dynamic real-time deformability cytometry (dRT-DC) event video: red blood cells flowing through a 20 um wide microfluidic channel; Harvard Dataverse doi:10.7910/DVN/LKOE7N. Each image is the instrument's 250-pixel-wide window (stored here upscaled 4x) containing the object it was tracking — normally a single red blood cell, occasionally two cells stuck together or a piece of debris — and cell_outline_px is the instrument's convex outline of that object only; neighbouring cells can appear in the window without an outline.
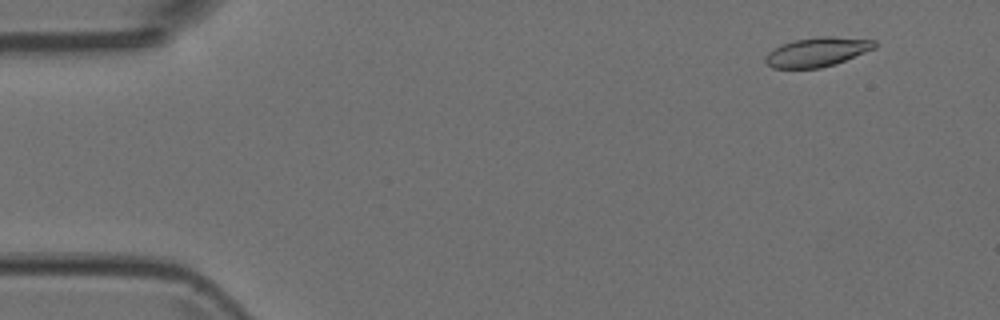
{"species": "Egyptian fruit bat (a non-hibernating species)", "species_latin": "Rousettus aegyptiacus", "temperature_condition": "room temperature", "stored_images_in_passage": 5, "camera_frame_rate_fps": 3000, "um_per_image_px": 0.085, "animal": {"sex": "female"}, "frame": {"image": 1, "passage_image": 2, "time_ms": 0.333, "image_size_px": [1000, 320], "cell_outline_px": [[876, 48], [836, 64], [820, 68], [772, 68], [764, 60], [764, 56], [772, 48], [796, 40], [820, 36], [832, 36], [876, 40]], "centroid_in_image_um": [69.47, 4.42], "position_along_channel_um": 15.5, "area_um2": 18.67}}
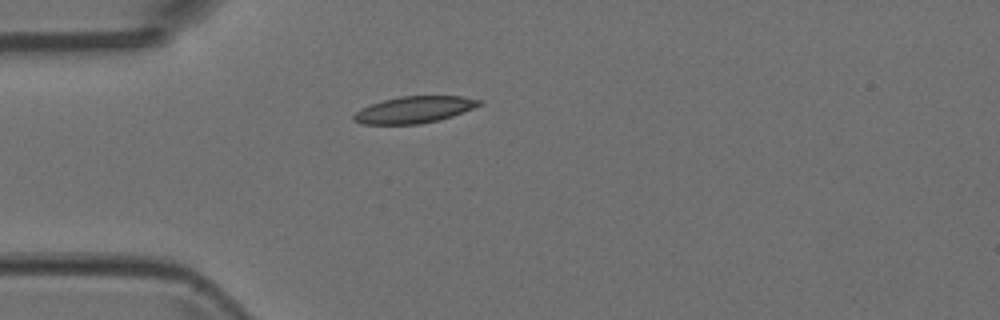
{"frame": {"image": 2, "passage_image": 5, "time_ms": 1.333, "image_size_px": [1000, 320], "cell_outline_px": [[484, 104], [452, 116], [420, 124], [364, 124], [352, 120], [352, 116], [356, 112], [372, 104], [384, 100], [400, 96], [460, 96], [484, 100]], "centroid_in_image_um": [35.25, 9.32], "position_along_channel_um": 49.7, "area_um2": 19.36}}